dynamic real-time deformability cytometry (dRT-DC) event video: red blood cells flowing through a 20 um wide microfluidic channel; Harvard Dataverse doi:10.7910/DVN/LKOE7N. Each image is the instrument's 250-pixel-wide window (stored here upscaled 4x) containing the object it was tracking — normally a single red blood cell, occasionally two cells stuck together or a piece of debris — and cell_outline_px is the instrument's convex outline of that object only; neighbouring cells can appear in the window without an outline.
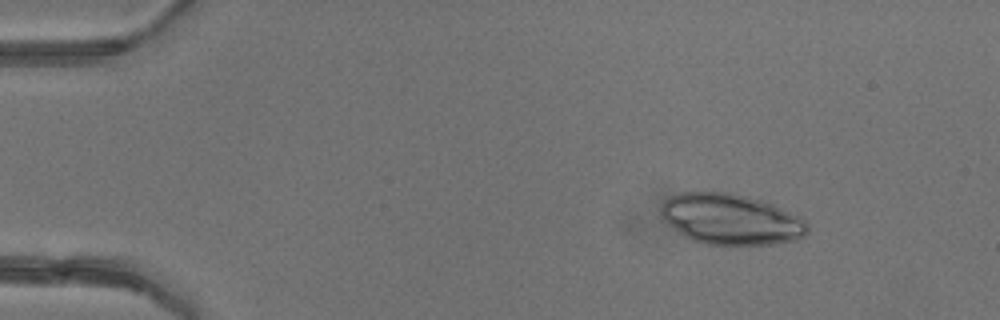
{"species": "common noctule bat (a hibernating species)", "species_latin": "Nyctalus noctula", "temperature_condition": "warm", "stored_images_in_passage": 4, "camera_frame_rate_fps": 3000, "um_per_image_px": 0.085, "animal": {"sex": "female"}, "frame": {"image": 1, "passage_image": 2, "time_ms": 1.333, "image_size_px": [1000, 320], "cell_outline_px": [[808, 232], [804, 236], [796, 240], [776, 244], [704, 244], [692, 240], [684, 236], [668, 224], [664, 220], [660, 212], [660, 208], [664, 200], [680, 192], [728, 192], [760, 200], [772, 204], [800, 216], [808, 224]], "centroid_in_image_um": [62.12, 18.64], "position_along_channel_um": 22.9, "area_um2": 43.23}}